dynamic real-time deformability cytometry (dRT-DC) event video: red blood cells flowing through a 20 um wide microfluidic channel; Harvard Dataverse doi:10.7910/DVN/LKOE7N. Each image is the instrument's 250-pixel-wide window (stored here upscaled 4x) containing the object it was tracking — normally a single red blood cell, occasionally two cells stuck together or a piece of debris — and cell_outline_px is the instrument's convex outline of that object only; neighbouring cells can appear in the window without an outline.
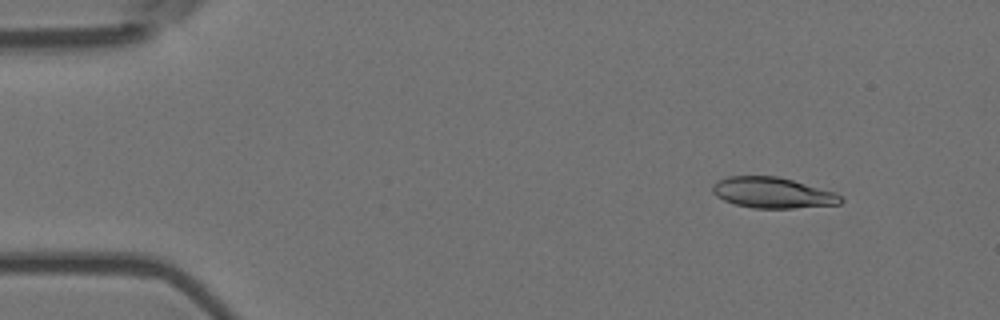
{"species": "Egyptian fruit bat (a non-hibernating species)", "species_latin": "Rousettus aegyptiacus", "temperature_condition": "room temperature", "stored_images_in_passage": 51, "camera_frame_rate_fps": 3000, "um_per_image_px": 0.085, "animal": {"sex": "female"}, "frame": {"image": 1, "passage_image": 2, "time_ms": 0.333, "image_size_px": [1000, 320], "cell_outline_px": [[844, 200], [840, 204], [792, 208], [752, 208], [736, 204], [724, 200], [716, 196], [712, 192], [712, 184], [716, 180], [728, 176], [776, 176], [792, 180], [836, 192]], "centroid_in_image_um": [65.65, 16.38], "position_along_channel_um": 19.4, "area_um2": 23.0}}
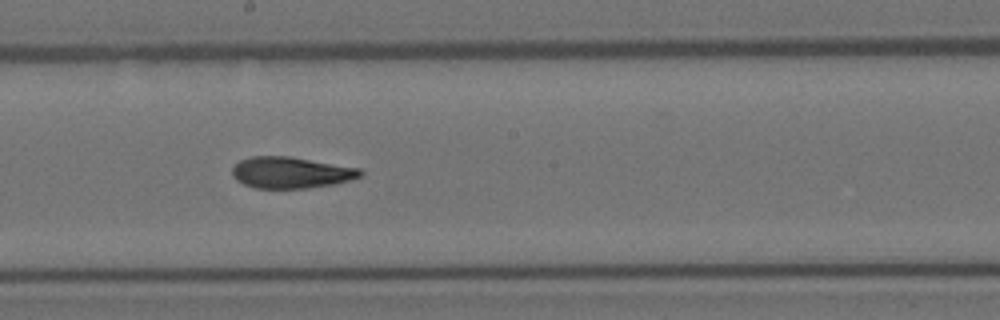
{"frame": {"image": 2, "passage_image": 26, "time_ms": 8.333, "image_size_px": [1000, 320], "cell_outline_px": [[364, 176], [352, 180], [336, 184], [308, 188], [256, 188], [244, 184], [236, 180], [232, 176], [232, 168], [240, 160], [252, 156], [288, 156], [360, 168], [364, 172]], "centroid_in_image_um": [24.77, 14.67], "position_along_channel_um": 223.4, "area_um2": 23.58}}
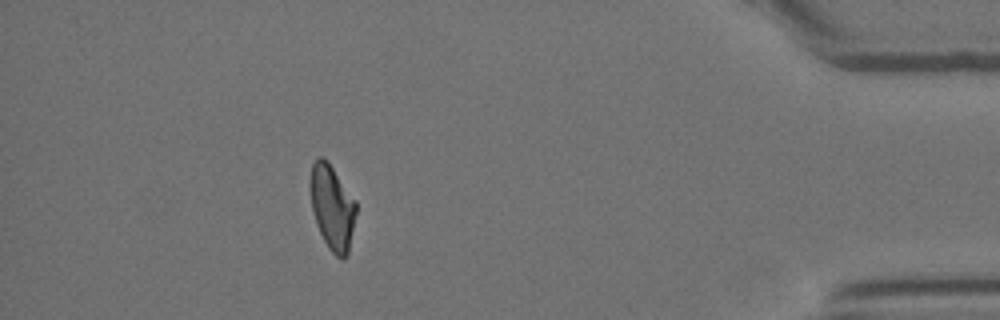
{"frame": {"image": 3, "passage_image": 45, "time_ms": 14.667, "image_size_px": [1000, 320], "cell_outline_px": [[356, 212], [348, 252], [344, 260], [340, 260], [328, 248], [316, 224], [312, 212], [308, 184], [312, 164], [320, 156], [324, 156], [328, 160], [356, 200]], "centroid_in_image_um": [28.21, 17.58], "position_along_channel_um": 407.0, "area_um2": 23.06}, "authors_computed_cell_mechanics": {"area_um2": 23.4668, "velocity_mm_per_s": 3.7006, "shape_relaxation_time_tau1_ms": null, "shape_relaxation_time_tau2_ms": 2.933, "deformation_change_tau1": null, "deformation_change_tau2": 0.0889}}